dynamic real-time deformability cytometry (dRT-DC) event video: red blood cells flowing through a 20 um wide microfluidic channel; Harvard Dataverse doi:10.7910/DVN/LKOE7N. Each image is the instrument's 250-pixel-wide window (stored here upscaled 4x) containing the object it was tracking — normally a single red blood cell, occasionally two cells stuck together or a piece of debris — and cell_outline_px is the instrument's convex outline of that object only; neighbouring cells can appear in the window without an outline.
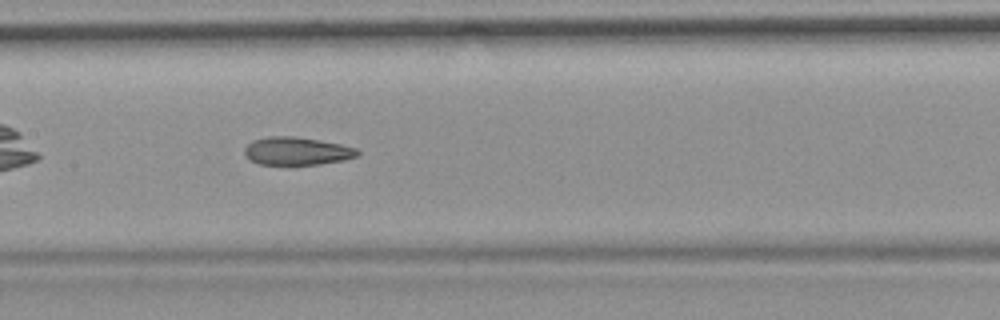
{"species": "common noctule bat (a hibernating species)", "species_latin": "Nyctalus noctula", "temperature_condition": "room temperature", "stored_images_in_passage": 40, "camera_frame_rate_fps": 3000, "um_per_image_px": 0.085, "animal": {"sex": "female", "body_mass_g": 19.9}, "frame": {"image": 1, "passage_image": 12, "time_ms": 3.667, "image_size_px": [1000, 320], "cell_outline_px": [[360, 156], [344, 160], [320, 164], [288, 168], [260, 164], [248, 160], [244, 152], [244, 148], [252, 140], [268, 136], [292, 136], [340, 144], [356, 148], [360, 152]], "centroid_in_image_um": [25.19, 12.9], "position_along_channel_um": 182.2, "area_um2": 19.25}, "authors_computed_cell_mechanics": {"area_um2": 19.3052, "velocity_mm_per_s": 3.7168, "shape_relaxation_time_tau1_ms": null, "shape_relaxation_time_tau2_ms": 4.4776, "deformation_change_tau1": null, "deformation_change_tau2": 0.1153}}